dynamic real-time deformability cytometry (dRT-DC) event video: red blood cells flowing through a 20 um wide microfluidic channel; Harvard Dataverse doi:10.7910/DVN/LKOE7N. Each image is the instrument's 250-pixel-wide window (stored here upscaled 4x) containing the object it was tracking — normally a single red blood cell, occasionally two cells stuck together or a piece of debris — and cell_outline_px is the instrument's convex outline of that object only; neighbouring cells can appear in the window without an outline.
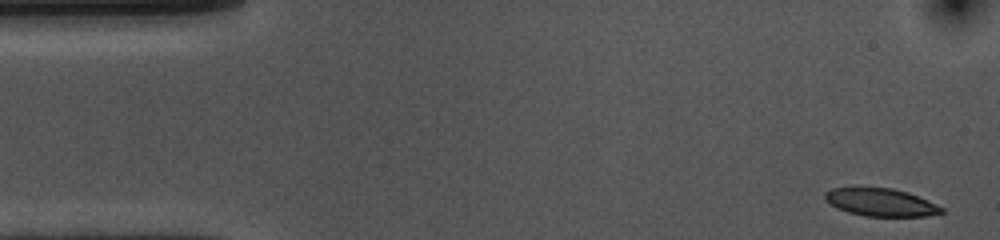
{"species": "common noctule bat (a hibernating species)", "species_latin": "Nyctalus noctula", "temperature_condition": "cold", "stored_images_in_passage": 53, "camera_frame_rate_fps": 3000, "um_per_image_px": 0.085, "animal": {"sex": "female", "body_mass_g": 10.0, "forearm_length_mm": 53.1}, "frame": {"image": 1, "passage_image": 1, "time_ms": 0.0, "image_size_px": [1000, 240], "cell_outline_px": [[944, 212], [928, 216], [864, 216], [848, 212], [836, 208], [824, 200], [824, 192], [832, 188], [892, 188], [908, 192], [936, 204], [944, 208]], "centroid_in_image_um": [74.85, 17.2], "position_along_channel_um": 10.2, "area_um2": 18.84}}
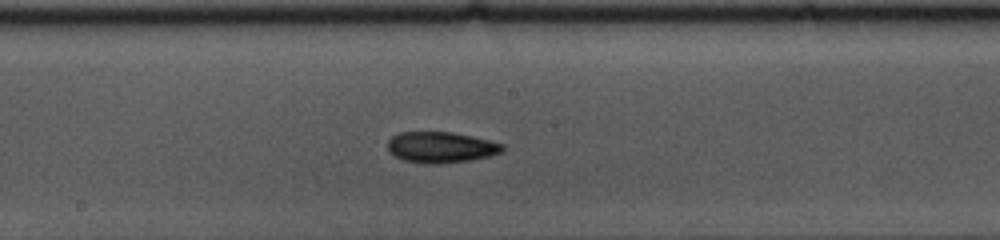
{"frame": {"image": 2, "passage_image": 26, "time_ms": 8.333, "image_size_px": [1000, 240], "cell_outline_px": [[504, 148], [500, 152], [488, 156], [468, 160], [440, 164], [428, 164], [404, 160], [396, 156], [388, 148], [388, 140], [392, 136], [400, 132], [452, 132], [472, 136], [504, 144]], "centroid_in_image_um": [37.47, 12.51], "position_along_channel_um": 210.7, "area_um2": 20.46}}
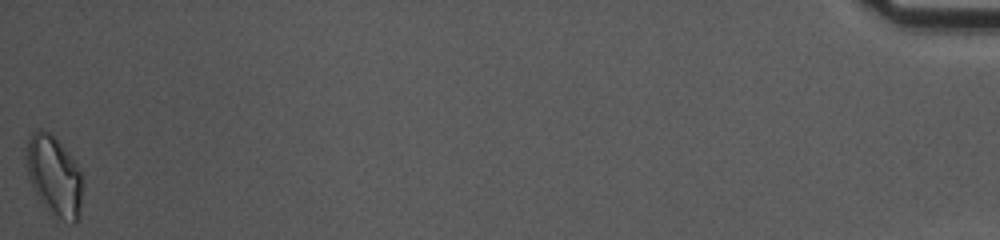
{"frame": {"image": 3, "passage_image": 53, "time_ms": 17.333, "image_size_px": [1000, 240], "cell_outline_px": [[80, 216], [72, 224], [56, 220], [48, 212], [32, 188], [28, 176], [28, 140], [32, 132], [40, 128], [52, 132], [68, 152], [80, 168]], "centroid_in_image_um": [4.61, 14.98], "position_along_channel_um": 430.6, "area_um2": 26.24}, "authors_computed_cell_mechanics": {"area_um2": 20.1722, "velocity_mm_per_s": 3.6039, "shape_relaxation_time_tau1_ms": 7.7665, "shape_relaxation_time_tau2_ms": null, "deformation_change_tau1": 0.1407, "deformation_change_tau2": null}}